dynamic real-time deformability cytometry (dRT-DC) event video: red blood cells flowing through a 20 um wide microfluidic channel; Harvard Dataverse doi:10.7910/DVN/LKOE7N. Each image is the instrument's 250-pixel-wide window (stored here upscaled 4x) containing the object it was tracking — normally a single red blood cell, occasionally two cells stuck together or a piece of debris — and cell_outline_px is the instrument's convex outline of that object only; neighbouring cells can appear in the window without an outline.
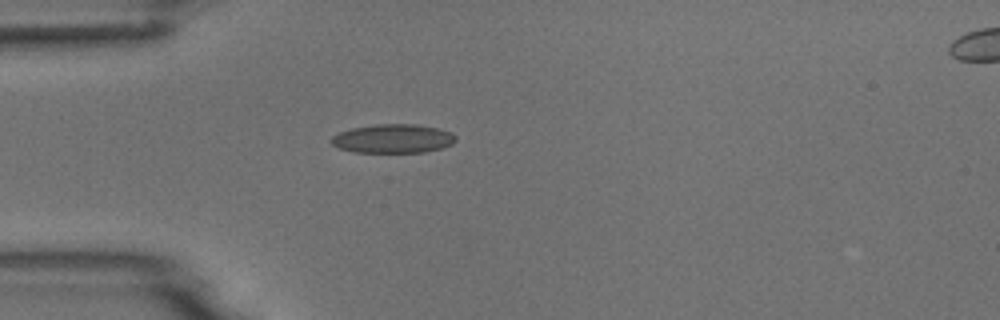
{"species": "common noctule bat (a hibernating species)", "species_latin": "Nyctalus noctula", "temperature_condition": "room temperature", "stored_images_in_passage": 1, "camera_frame_rate_fps": 3000, "um_per_image_px": 0.085, "animal": {"sex": "male", "body_mass_g": 18.8}, "frame": {"image": 1, "passage_image": 1, "time_ms": 0.0, "image_size_px": [1000, 320], "cell_outline_px": [[456, 140], [452, 144], [440, 148], [424, 152], [352, 152], [340, 148], [332, 144], [328, 140], [332, 136], [340, 132], [352, 128], [376, 124], [416, 124], [440, 128], [452, 132], [456, 136]], "centroid_in_image_um": [33.41, 11.77], "position_along_channel_um": 51.6, "area_um2": 21.04}}